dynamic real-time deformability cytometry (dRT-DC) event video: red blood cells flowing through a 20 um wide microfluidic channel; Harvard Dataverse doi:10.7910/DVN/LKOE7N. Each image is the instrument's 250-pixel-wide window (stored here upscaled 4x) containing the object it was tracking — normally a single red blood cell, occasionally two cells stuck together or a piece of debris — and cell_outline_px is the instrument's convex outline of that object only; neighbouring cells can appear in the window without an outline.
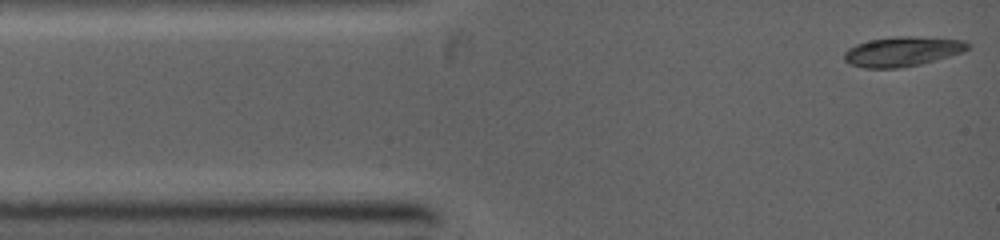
{"species": "common noctule bat (a hibernating species)", "species_latin": "Nyctalus noctula", "temperature_condition": "warm", "stored_images_in_passage": 5, "camera_frame_rate_fps": 5000, "um_per_image_px": 0.085, "animal": {"sex": "female", "body_mass_g": 19.0, "forearm_length_mm": 53.3}, "frame": {"image": 1, "passage_image": 1, "time_ms": 0.0, "image_size_px": [1000, 240], "cell_outline_px": [[968, 48], [964, 52], [920, 64], [900, 68], [864, 68], [848, 64], [844, 60], [844, 52], [848, 48], [856, 44], [872, 40], [896, 36], [908, 36], [964, 40], [968, 44]], "centroid_in_image_um": [76.66, 4.39], "position_along_channel_um": 8.3, "area_um2": 21.27}}
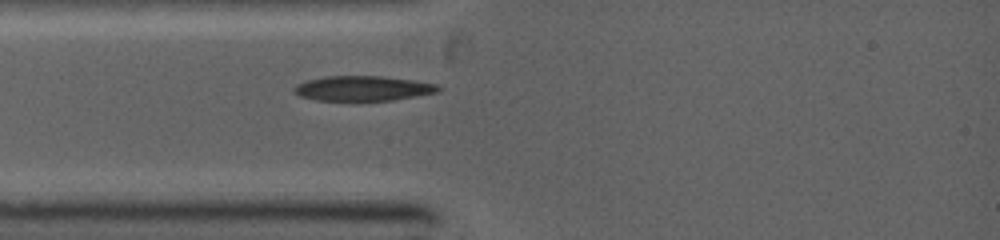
{"frame": {"image": 2, "passage_image": 5, "time_ms": 2.2, "image_size_px": [1000, 240], "cell_outline_px": [[440, 88], [436, 92], [392, 100], [316, 100], [300, 96], [292, 88], [296, 84], [308, 80], [324, 76], [380, 76], [412, 80], [436, 84]], "centroid_in_image_um": [30.79, 7.5], "position_along_channel_um": 54.2, "area_um2": 20.58}}